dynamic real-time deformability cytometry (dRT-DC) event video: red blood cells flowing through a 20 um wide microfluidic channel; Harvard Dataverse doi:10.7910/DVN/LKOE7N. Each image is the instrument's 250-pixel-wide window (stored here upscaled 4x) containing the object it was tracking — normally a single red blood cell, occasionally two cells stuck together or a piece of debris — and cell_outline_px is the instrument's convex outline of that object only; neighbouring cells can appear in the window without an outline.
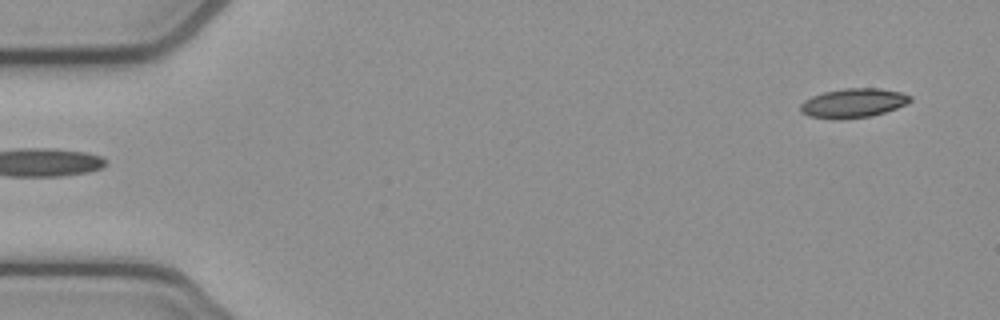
{"species": "common noctule bat (a hibernating species)", "species_latin": "Nyctalus noctula", "temperature_condition": "cold", "stored_images_in_passage": 5, "segment_of_instrument_passage": [2, 2], "camera_frame_rate_fps": 3000, "um_per_image_px": 0.085, "animal": {"sex": "female", "body_mass_g": 21.9}, "frame": {"image": 1, "passage_image": 5, "time_ms": 1.333, "image_size_px": [1000, 320], "cell_outline_px": [[912, 100], [896, 108], [872, 116], [840, 120], [836, 120], [808, 116], [800, 112], [800, 104], [804, 100], [812, 96], [824, 92], [844, 88], [880, 88], [900, 92], [912, 96]], "centroid_in_image_um": [72.49, 8.77], "position_along_channel_um": 12.5, "area_um2": 18.84}}